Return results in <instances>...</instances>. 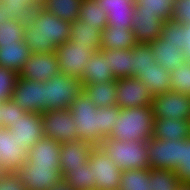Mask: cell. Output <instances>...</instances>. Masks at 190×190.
Instances as JSON below:
<instances>
[{"label": "cell", "instance_id": "obj_9", "mask_svg": "<svg viewBox=\"0 0 190 190\" xmlns=\"http://www.w3.org/2000/svg\"><path fill=\"white\" fill-rule=\"evenodd\" d=\"M154 118L190 120V95L182 92L167 91L153 96Z\"/></svg>", "mask_w": 190, "mask_h": 190}, {"label": "cell", "instance_id": "obj_15", "mask_svg": "<svg viewBox=\"0 0 190 190\" xmlns=\"http://www.w3.org/2000/svg\"><path fill=\"white\" fill-rule=\"evenodd\" d=\"M27 163V151L19 145L14 132L0 127V164L6 172H16Z\"/></svg>", "mask_w": 190, "mask_h": 190}, {"label": "cell", "instance_id": "obj_29", "mask_svg": "<svg viewBox=\"0 0 190 190\" xmlns=\"http://www.w3.org/2000/svg\"><path fill=\"white\" fill-rule=\"evenodd\" d=\"M101 51L108 57L111 74L115 79L133 77V48Z\"/></svg>", "mask_w": 190, "mask_h": 190}, {"label": "cell", "instance_id": "obj_31", "mask_svg": "<svg viewBox=\"0 0 190 190\" xmlns=\"http://www.w3.org/2000/svg\"><path fill=\"white\" fill-rule=\"evenodd\" d=\"M82 0H42L40 6L62 20L70 23L78 19Z\"/></svg>", "mask_w": 190, "mask_h": 190}, {"label": "cell", "instance_id": "obj_16", "mask_svg": "<svg viewBox=\"0 0 190 190\" xmlns=\"http://www.w3.org/2000/svg\"><path fill=\"white\" fill-rule=\"evenodd\" d=\"M8 129L14 132L19 145L26 151L44 136L41 113L25 112Z\"/></svg>", "mask_w": 190, "mask_h": 190}, {"label": "cell", "instance_id": "obj_39", "mask_svg": "<svg viewBox=\"0 0 190 190\" xmlns=\"http://www.w3.org/2000/svg\"><path fill=\"white\" fill-rule=\"evenodd\" d=\"M171 91L190 95V63L179 65L170 71Z\"/></svg>", "mask_w": 190, "mask_h": 190}, {"label": "cell", "instance_id": "obj_44", "mask_svg": "<svg viewBox=\"0 0 190 190\" xmlns=\"http://www.w3.org/2000/svg\"><path fill=\"white\" fill-rule=\"evenodd\" d=\"M1 110V127L5 128H9L12 123H15L22 115L25 114V111L15 104L12 99L1 103Z\"/></svg>", "mask_w": 190, "mask_h": 190}, {"label": "cell", "instance_id": "obj_34", "mask_svg": "<svg viewBox=\"0 0 190 190\" xmlns=\"http://www.w3.org/2000/svg\"><path fill=\"white\" fill-rule=\"evenodd\" d=\"M150 190H176L180 183L174 170L149 169Z\"/></svg>", "mask_w": 190, "mask_h": 190}, {"label": "cell", "instance_id": "obj_51", "mask_svg": "<svg viewBox=\"0 0 190 190\" xmlns=\"http://www.w3.org/2000/svg\"><path fill=\"white\" fill-rule=\"evenodd\" d=\"M1 119H2V110H1V103H0V127H1Z\"/></svg>", "mask_w": 190, "mask_h": 190}, {"label": "cell", "instance_id": "obj_4", "mask_svg": "<svg viewBox=\"0 0 190 190\" xmlns=\"http://www.w3.org/2000/svg\"><path fill=\"white\" fill-rule=\"evenodd\" d=\"M77 124V136L80 140L99 146L104 140L100 133L99 107L81 91L69 108Z\"/></svg>", "mask_w": 190, "mask_h": 190}, {"label": "cell", "instance_id": "obj_11", "mask_svg": "<svg viewBox=\"0 0 190 190\" xmlns=\"http://www.w3.org/2000/svg\"><path fill=\"white\" fill-rule=\"evenodd\" d=\"M117 87L116 106L133 108L151 106L153 96L148 87L136 77L115 79Z\"/></svg>", "mask_w": 190, "mask_h": 190}, {"label": "cell", "instance_id": "obj_40", "mask_svg": "<svg viewBox=\"0 0 190 190\" xmlns=\"http://www.w3.org/2000/svg\"><path fill=\"white\" fill-rule=\"evenodd\" d=\"M167 43L177 44L178 49L185 51L184 40V27L181 22L175 20L165 21L162 27L160 36Z\"/></svg>", "mask_w": 190, "mask_h": 190}, {"label": "cell", "instance_id": "obj_1", "mask_svg": "<svg viewBox=\"0 0 190 190\" xmlns=\"http://www.w3.org/2000/svg\"><path fill=\"white\" fill-rule=\"evenodd\" d=\"M24 41L31 53H53L70 39L71 23L56 17L40 5L33 8L30 20L24 22Z\"/></svg>", "mask_w": 190, "mask_h": 190}, {"label": "cell", "instance_id": "obj_37", "mask_svg": "<svg viewBox=\"0 0 190 190\" xmlns=\"http://www.w3.org/2000/svg\"><path fill=\"white\" fill-rule=\"evenodd\" d=\"M156 60L152 54V48L149 43H136L133 47V77H136L139 71L150 68Z\"/></svg>", "mask_w": 190, "mask_h": 190}, {"label": "cell", "instance_id": "obj_17", "mask_svg": "<svg viewBox=\"0 0 190 190\" xmlns=\"http://www.w3.org/2000/svg\"><path fill=\"white\" fill-rule=\"evenodd\" d=\"M95 145L83 140L64 142L60 146V172L62 177L69 171L86 164Z\"/></svg>", "mask_w": 190, "mask_h": 190}, {"label": "cell", "instance_id": "obj_48", "mask_svg": "<svg viewBox=\"0 0 190 190\" xmlns=\"http://www.w3.org/2000/svg\"><path fill=\"white\" fill-rule=\"evenodd\" d=\"M49 190H75L64 179L55 183Z\"/></svg>", "mask_w": 190, "mask_h": 190}, {"label": "cell", "instance_id": "obj_41", "mask_svg": "<svg viewBox=\"0 0 190 190\" xmlns=\"http://www.w3.org/2000/svg\"><path fill=\"white\" fill-rule=\"evenodd\" d=\"M18 77L16 71L0 67V103L11 99Z\"/></svg>", "mask_w": 190, "mask_h": 190}, {"label": "cell", "instance_id": "obj_35", "mask_svg": "<svg viewBox=\"0 0 190 190\" xmlns=\"http://www.w3.org/2000/svg\"><path fill=\"white\" fill-rule=\"evenodd\" d=\"M120 190H150L149 169L123 171Z\"/></svg>", "mask_w": 190, "mask_h": 190}, {"label": "cell", "instance_id": "obj_28", "mask_svg": "<svg viewBox=\"0 0 190 190\" xmlns=\"http://www.w3.org/2000/svg\"><path fill=\"white\" fill-rule=\"evenodd\" d=\"M82 91L96 107L104 108L116 105L117 87L115 80L83 84Z\"/></svg>", "mask_w": 190, "mask_h": 190}, {"label": "cell", "instance_id": "obj_47", "mask_svg": "<svg viewBox=\"0 0 190 190\" xmlns=\"http://www.w3.org/2000/svg\"><path fill=\"white\" fill-rule=\"evenodd\" d=\"M184 27V44H185V56L187 59V62L190 63V25L189 24H183Z\"/></svg>", "mask_w": 190, "mask_h": 190}, {"label": "cell", "instance_id": "obj_43", "mask_svg": "<svg viewBox=\"0 0 190 190\" xmlns=\"http://www.w3.org/2000/svg\"><path fill=\"white\" fill-rule=\"evenodd\" d=\"M175 172L181 183H190V137L181 140V161Z\"/></svg>", "mask_w": 190, "mask_h": 190}, {"label": "cell", "instance_id": "obj_20", "mask_svg": "<svg viewBox=\"0 0 190 190\" xmlns=\"http://www.w3.org/2000/svg\"><path fill=\"white\" fill-rule=\"evenodd\" d=\"M107 13V25L131 29L135 0H96Z\"/></svg>", "mask_w": 190, "mask_h": 190}, {"label": "cell", "instance_id": "obj_5", "mask_svg": "<svg viewBox=\"0 0 190 190\" xmlns=\"http://www.w3.org/2000/svg\"><path fill=\"white\" fill-rule=\"evenodd\" d=\"M44 112L49 110L68 109L77 95L82 91L81 80L68 77L63 73L44 81Z\"/></svg>", "mask_w": 190, "mask_h": 190}, {"label": "cell", "instance_id": "obj_45", "mask_svg": "<svg viewBox=\"0 0 190 190\" xmlns=\"http://www.w3.org/2000/svg\"><path fill=\"white\" fill-rule=\"evenodd\" d=\"M172 20L190 25V0H174Z\"/></svg>", "mask_w": 190, "mask_h": 190}, {"label": "cell", "instance_id": "obj_46", "mask_svg": "<svg viewBox=\"0 0 190 190\" xmlns=\"http://www.w3.org/2000/svg\"><path fill=\"white\" fill-rule=\"evenodd\" d=\"M0 190H26L15 172H6L0 177Z\"/></svg>", "mask_w": 190, "mask_h": 190}, {"label": "cell", "instance_id": "obj_30", "mask_svg": "<svg viewBox=\"0 0 190 190\" xmlns=\"http://www.w3.org/2000/svg\"><path fill=\"white\" fill-rule=\"evenodd\" d=\"M39 5L35 0H0V13L4 20H30L33 8Z\"/></svg>", "mask_w": 190, "mask_h": 190}, {"label": "cell", "instance_id": "obj_53", "mask_svg": "<svg viewBox=\"0 0 190 190\" xmlns=\"http://www.w3.org/2000/svg\"><path fill=\"white\" fill-rule=\"evenodd\" d=\"M38 4H40V2L42 1V0H35Z\"/></svg>", "mask_w": 190, "mask_h": 190}, {"label": "cell", "instance_id": "obj_22", "mask_svg": "<svg viewBox=\"0 0 190 190\" xmlns=\"http://www.w3.org/2000/svg\"><path fill=\"white\" fill-rule=\"evenodd\" d=\"M149 44L156 62L169 71L187 62L184 50L178 49L177 44L167 43L161 37Z\"/></svg>", "mask_w": 190, "mask_h": 190}, {"label": "cell", "instance_id": "obj_49", "mask_svg": "<svg viewBox=\"0 0 190 190\" xmlns=\"http://www.w3.org/2000/svg\"><path fill=\"white\" fill-rule=\"evenodd\" d=\"M176 190H190V183H179Z\"/></svg>", "mask_w": 190, "mask_h": 190}, {"label": "cell", "instance_id": "obj_12", "mask_svg": "<svg viewBox=\"0 0 190 190\" xmlns=\"http://www.w3.org/2000/svg\"><path fill=\"white\" fill-rule=\"evenodd\" d=\"M12 101L25 112H44L43 81H31L18 77L11 96Z\"/></svg>", "mask_w": 190, "mask_h": 190}, {"label": "cell", "instance_id": "obj_25", "mask_svg": "<svg viewBox=\"0 0 190 190\" xmlns=\"http://www.w3.org/2000/svg\"><path fill=\"white\" fill-rule=\"evenodd\" d=\"M30 55L25 41L0 44V67L14 70L19 74Z\"/></svg>", "mask_w": 190, "mask_h": 190}, {"label": "cell", "instance_id": "obj_38", "mask_svg": "<svg viewBox=\"0 0 190 190\" xmlns=\"http://www.w3.org/2000/svg\"><path fill=\"white\" fill-rule=\"evenodd\" d=\"M24 33V22L14 19L3 20L0 25V44H9L15 43V41H24Z\"/></svg>", "mask_w": 190, "mask_h": 190}, {"label": "cell", "instance_id": "obj_36", "mask_svg": "<svg viewBox=\"0 0 190 190\" xmlns=\"http://www.w3.org/2000/svg\"><path fill=\"white\" fill-rule=\"evenodd\" d=\"M174 0H135L136 7L142 8V12L154 13L164 21L172 19Z\"/></svg>", "mask_w": 190, "mask_h": 190}, {"label": "cell", "instance_id": "obj_21", "mask_svg": "<svg viewBox=\"0 0 190 190\" xmlns=\"http://www.w3.org/2000/svg\"><path fill=\"white\" fill-rule=\"evenodd\" d=\"M189 137L190 120L154 118L152 138L178 141Z\"/></svg>", "mask_w": 190, "mask_h": 190}, {"label": "cell", "instance_id": "obj_2", "mask_svg": "<svg viewBox=\"0 0 190 190\" xmlns=\"http://www.w3.org/2000/svg\"><path fill=\"white\" fill-rule=\"evenodd\" d=\"M154 114L152 106L120 108L110 138L121 141H145L152 138Z\"/></svg>", "mask_w": 190, "mask_h": 190}, {"label": "cell", "instance_id": "obj_42", "mask_svg": "<svg viewBox=\"0 0 190 190\" xmlns=\"http://www.w3.org/2000/svg\"><path fill=\"white\" fill-rule=\"evenodd\" d=\"M120 114V108L115 106L99 107L100 133L106 138L110 137Z\"/></svg>", "mask_w": 190, "mask_h": 190}, {"label": "cell", "instance_id": "obj_19", "mask_svg": "<svg viewBox=\"0 0 190 190\" xmlns=\"http://www.w3.org/2000/svg\"><path fill=\"white\" fill-rule=\"evenodd\" d=\"M60 146V142L43 136L27 150V163L37 166H56L60 169Z\"/></svg>", "mask_w": 190, "mask_h": 190}, {"label": "cell", "instance_id": "obj_14", "mask_svg": "<svg viewBox=\"0 0 190 190\" xmlns=\"http://www.w3.org/2000/svg\"><path fill=\"white\" fill-rule=\"evenodd\" d=\"M60 73L56 52L31 53L25 62L19 77L31 81H47Z\"/></svg>", "mask_w": 190, "mask_h": 190}, {"label": "cell", "instance_id": "obj_3", "mask_svg": "<svg viewBox=\"0 0 190 190\" xmlns=\"http://www.w3.org/2000/svg\"><path fill=\"white\" fill-rule=\"evenodd\" d=\"M148 140L121 141L104 138L99 147L119 166L122 171L129 169H150L147 154Z\"/></svg>", "mask_w": 190, "mask_h": 190}, {"label": "cell", "instance_id": "obj_33", "mask_svg": "<svg viewBox=\"0 0 190 190\" xmlns=\"http://www.w3.org/2000/svg\"><path fill=\"white\" fill-rule=\"evenodd\" d=\"M63 179L75 190H95V178L88 163L67 172Z\"/></svg>", "mask_w": 190, "mask_h": 190}, {"label": "cell", "instance_id": "obj_27", "mask_svg": "<svg viewBox=\"0 0 190 190\" xmlns=\"http://www.w3.org/2000/svg\"><path fill=\"white\" fill-rule=\"evenodd\" d=\"M69 40L94 51L101 50V31L90 26L87 20L76 19L71 23Z\"/></svg>", "mask_w": 190, "mask_h": 190}, {"label": "cell", "instance_id": "obj_7", "mask_svg": "<svg viewBox=\"0 0 190 190\" xmlns=\"http://www.w3.org/2000/svg\"><path fill=\"white\" fill-rule=\"evenodd\" d=\"M41 122L45 137L60 143L80 140L77 136V124L69 108L45 111L41 114Z\"/></svg>", "mask_w": 190, "mask_h": 190}, {"label": "cell", "instance_id": "obj_50", "mask_svg": "<svg viewBox=\"0 0 190 190\" xmlns=\"http://www.w3.org/2000/svg\"><path fill=\"white\" fill-rule=\"evenodd\" d=\"M5 173H6V171L4 170V168L0 164V177L3 176Z\"/></svg>", "mask_w": 190, "mask_h": 190}, {"label": "cell", "instance_id": "obj_26", "mask_svg": "<svg viewBox=\"0 0 190 190\" xmlns=\"http://www.w3.org/2000/svg\"><path fill=\"white\" fill-rule=\"evenodd\" d=\"M136 43L137 41L131 29L107 25V27L101 31V49L127 50L133 48Z\"/></svg>", "mask_w": 190, "mask_h": 190}, {"label": "cell", "instance_id": "obj_8", "mask_svg": "<svg viewBox=\"0 0 190 190\" xmlns=\"http://www.w3.org/2000/svg\"><path fill=\"white\" fill-rule=\"evenodd\" d=\"M55 52L60 72L68 77L81 80L84 74V67L95 51L90 47L81 46L68 40L59 45Z\"/></svg>", "mask_w": 190, "mask_h": 190}, {"label": "cell", "instance_id": "obj_10", "mask_svg": "<svg viewBox=\"0 0 190 190\" xmlns=\"http://www.w3.org/2000/svg\"><path fill=\"white\" fill-rule=\"evenodd\" d=\"M150 168L176 170L181 161V140L150 138L147 146Z\"/></svg>", "mask_w": 190, "mask_h": 190}, {"label": "cell", "instance_id": "obj_52", "mask_svg": "<svg viewBox=\"0 0 190 190\" xmlns=\"http://www.w3.org/2000/svg\"><path fill=\"white\" fill-rule=\"evenodd\" d=\"M3 20H4L3 15L0 13V25H1Z\"/></svg>", "mask_w": 190, "mask_h": 190}, {"label": "cell", "instance_id": "obj_13", "mask_svg": "<svg viewBox=\"0 0 190 190\" xmlns=\"http://www.w3.org/2000/svg\"><path fill=\"white\" fill-rule=\"evenodd\" d=\"M26 190H49L63 179L56 166H37L25 163L16 172Z\"/></svg>", "mask_w": 190, "mask_h": 190}, {"label": "cell", "instance_id": "obj_32", "mask_svg": "<svg viewBox=\"0 0 190 190\" xmlns=\"http://www.w3.org/2000/svg\"><path fill=\"white\" fill-rule=\"evenodd\" d=\"M78 19L87 20L92 27L100 31L107 27V13L96 0H82L79 8Z\"/></svg>", "mask_w": 190, "mask_h": 190}, {"label": "cell", "instance_id": "obj_24", "mask_svg": "<svg viewBox=\"0 0 190 190\" xmlns=\"http://www.w3.org/2000/svg\"><path fill=\"white\" fill-rule=\"evenodd\" d=\"M136 78L148 87L152 96L171 91L170 71L157 62L150 68L139 71Z\"/></svg>", "mask_w": 190, "mask_h": 190}, {"label": "cell", "instance_id": "obj_6", "mask_svg": "<svg viewBox=\"0 0 190 190\" xmlns=\"http://www.w3.org/2000/svg\"><path fill=\"white\" fill-rule=\"evenodd\" d=\"M87 163L95 178V190H120L123 171L99 146L94 147Z\"/></svg>", "mask_w": 190, "mask_h": 190}, {"label": "cell", "instance_id": "obj_18", "mask_svg": "<svg viewBox=\"0 0 190 190\" xmlns=\"http://www.w3.org/2000/svg\"><path fill=\"white\" fill-rule=\"evenodd\" d=\"M131 30L137 43H150L161 36L164 20L155 17L154 13L142 12L135 8Z\"/></svg>", "mask_w": 190, "mask_h": 190}, {"label": "cell", "instance_id": "obj_23", "mask_svg": "<svg viewBox=\"0 0 190 190\" xmlns=\"http://www.w3.org/2000/svg\"><path fill=\"white\" fill-rule=\"evenodd\" d=\"M115 80L111 74L108 57L100 50L95 51L84 67L81 84H95Z\"/></svg>", "mask_w": 190, "mask_h": 190}]
</instances>
